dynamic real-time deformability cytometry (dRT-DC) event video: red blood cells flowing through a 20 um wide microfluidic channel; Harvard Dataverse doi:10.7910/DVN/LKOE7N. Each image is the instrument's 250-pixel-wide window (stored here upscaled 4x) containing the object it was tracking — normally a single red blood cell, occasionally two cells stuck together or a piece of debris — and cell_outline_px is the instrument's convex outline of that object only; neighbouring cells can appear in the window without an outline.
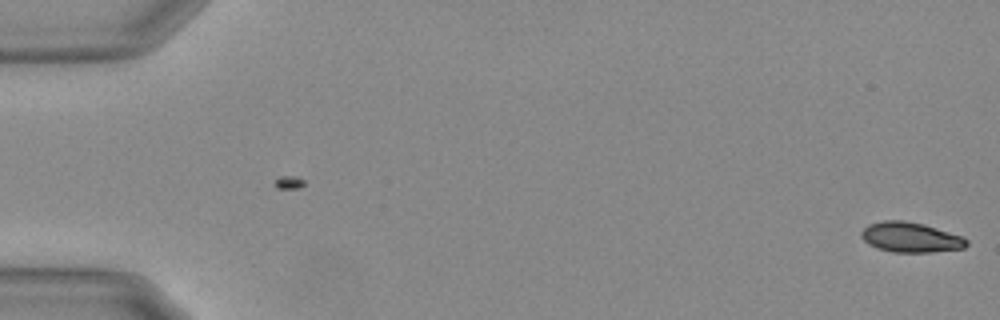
{"species": "Egyptian fruit bat (a non-hibernating species)", "species_latin": "Rousettus aegyptiacus", "temperature_condition": "warm", "stored_images_in_passage": 6, "camera_frame_rate_fps": 3000, "um_per_image_px": 0.085, "animal": {"sex": "female"}, "frame": {"image": 1, "passage_image": 6, "time_ms": 1.667, "image_size_px": [1000, 320], "cell_outline_px": [[968, 244], [964, 248], [932, 252], [892, 252], [876, 248], [868, 244], [860, 236], [860, 232], [868, 224], [884, 220], [904, 220], [924, 224], [960, 236], [968, 240]], "centroid_in_image_um": [77.36, 20.17], "position_along_channel_um": 7.6, "area_um2": 18.44}}